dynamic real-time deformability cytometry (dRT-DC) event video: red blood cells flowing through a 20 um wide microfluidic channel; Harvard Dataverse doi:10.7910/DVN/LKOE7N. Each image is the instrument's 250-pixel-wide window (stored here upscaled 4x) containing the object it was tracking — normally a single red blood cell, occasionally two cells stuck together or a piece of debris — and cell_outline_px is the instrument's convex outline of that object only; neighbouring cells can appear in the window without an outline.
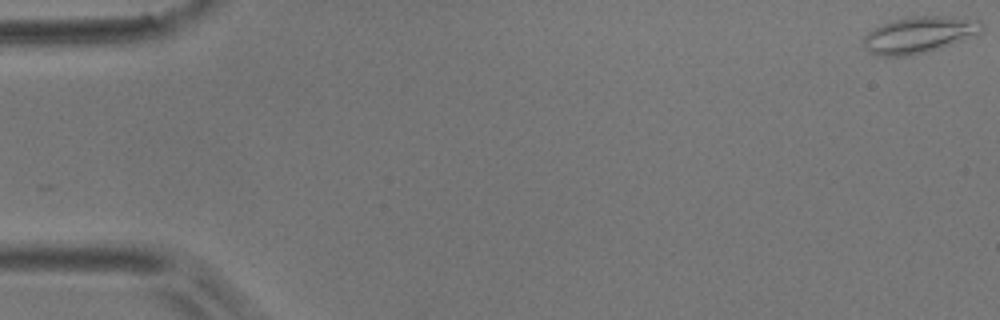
{"species": "common noctule bat (a hibernating species)", "species_latin": "Nyctalus noctula", "temperature_condition": "room temperature", "stored_images_in_passage": 3, "camera_frame_rate_fps": 3000, "um_per_image_px": 0.085, "animal": {"sex": "male", "body_mass_g": 17.9}, "frame": {"image": 1, "passage_image": 1, "time_ms": 0.0, "image_size_px": [1000, 320], "cell_outline_px": [[984, 28], [976, 36], [924, 52], [908, 56], [880, 56], [868, 52], [864, 48], [864, 36], [872, 28], [880, 24], [892, 20], [912, 16], [952, 16], [980, 20], [984, 24]], "centroid_in_image_um": [78.13, 2.94], "position_along_channel_um": 6.9, "area_um2": 25.32}}